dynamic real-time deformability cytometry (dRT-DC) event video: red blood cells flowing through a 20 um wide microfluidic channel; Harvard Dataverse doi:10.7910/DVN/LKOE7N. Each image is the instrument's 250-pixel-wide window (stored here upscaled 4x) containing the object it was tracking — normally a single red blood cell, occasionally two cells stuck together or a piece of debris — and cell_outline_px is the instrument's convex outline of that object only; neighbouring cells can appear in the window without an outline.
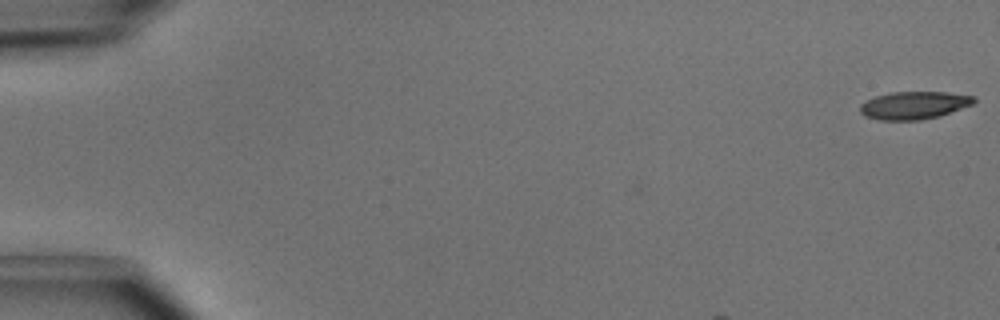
{"species": "common noctule bat (a hibernating species)", "species_latin": "Nyctalus noctula", "temperature_condition": "cold", "stored_images_in_passage": 7, "camera_frame_rate_fps": 3000, "um_per_image_px": 0.085, "animal": {"sex": "male", "body_mass_g": 15.6}, "frame": {"image": 1, "passage_image": 1, "time_ms": 0.0, "image_size_px": [1000, 320], "cell_outline_px": [[976, 100], [972, 104], [940, 116], [920, 120], [880, 120], [864, 116], [860, 112], [860, 104], [876, 96], [892, 92], [944, 92], [976, 96]], "centroid_in_image_um": [77.69, 8.95], "position_along_channel_um": 7.3, "area_um2": 18.32}}